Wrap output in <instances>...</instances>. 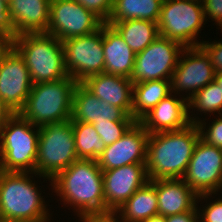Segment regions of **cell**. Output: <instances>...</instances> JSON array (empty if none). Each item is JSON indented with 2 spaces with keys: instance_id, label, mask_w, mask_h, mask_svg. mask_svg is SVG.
I'll return each mask as SVG.
<instances>
[{
  "instance_id": "6da1fadb",
  "label": "cell",
  "mask_w": 222,
  "mask_h": 222,
  "mask_svg": "<svg viewBox=\"0 0 222 222\" xmlns=\"http://www.w3.org/2000/svg\"><path fill=\"white\" fill-rule=\"evenodd\" d=\"M199 139L196 123L177 131L149 134L146 159L149 180L182 179Z\"/></svg>"
},
{
  "instance_id": "7a4b0ae2",
  "label": "cell",
  "mask_w": 222,
  "mask_h": 222,
  "mask_svg": "<svg viewBox=\"0 0 222 222\" xmlns=\"http://www.w3.org/2000/svg\"><path fill=\"white\" fill-rule=\"evenodd\" d=\"M51 183L64 204L76 207L78 217L105 212L103 171L96 160H75L59 172Z\"/></svg>"
},
{
  "instance_id": "3957f363",
  "label": "cell",
  "mask_w": 222,
  "mask_h": 222,
  "mask_svg": "<svg viewBox=\"0 0 222 222\" xmlns=\"http://www.w3.org/2000/svg\"><path fill=\"white\" fill-rule=\"evenodd\" d=\"M28 174L33 173L0 170V222H49L47 205Z\"/></svg>"
},
{
  "instance_id": "277c9868",
  "label": "cell",
  "mask_w": 222,
  "mask_h": 222,
  "mask_svg": "<svg viewBox=\"0 0 222 222\" xmlns=\"http://www.w3.org/2000/svg\"><path fill=\"white\" fill-rule=\"evenodd\" d=\"M13 38V47L23 57L33 84L53 82L68 76L62 41L46 33H24Z\"/></svg>"
},
{
  "instance_id": "5b68a950",
  "label": "cell",
  "mask_w": 222,
  "mask_h": 222,
  "mask_svg": "<svg viewBox=\"0 0 222 222\" xmlns=\"http://www.w3.org/2000/svg\"><path fill=\"white\" fill-rule=\"evenodd\" d=\"M76 82L70 76L33 84L24 107L18 112L35 127L71 119Z\"/></svg>"
},
{
  "instance_id": "8992f818",
  "label": "cell",
  "mask_w": 222,
  "mask_h": 222,
  "mask_svg": "<svg viewBox=\"0 0 222 222\" xmlns=\"http://www.w3.org/2000/svg\"><path fill=\"white\" fill-rule=\"evenodd\" d=\"M34 128V125L19 113H13L6 120L0 128L1 171L36 174L39 127L36 126L37 130Z\"/></svg>"
},
{
  "instance_id": "52a82bcc",
  "label": "cell",
  "mask_w": 222,
  "mask_h": 222,
  "mask_svg": "<svg viewBox=\"0 0 222 222\" xmlns=\"http://www.w3.org/2000/svg\"><path fill=\"white\" fill-rule=\"evenodd\" d=\"M78 160L71 119L39 127L36 175L52 180Z\"/></svg>"
},
{
  "instance_id": "ba28073f",
  "label": "cell",
  "mask_w": 222,
  "mask_h": 222,
  "mask_svg": "<svg viewBox=\"0 0 222 222\" xmlns=\"http://www.w3.org/2000/svg\"><path fill=\"white\" fill-rule=\"evenodd\" d=\"M202 1L163 0L158 21L159 34L185 47L200 46L195 38L204 25Z\"/></svg>"
},
{
  "instance_id": "9c48e42d",
  "label": "cell",
  "mask_w": 222,
  "mask_h": 222,
  "mask_svg": "<svg viewBox=\"0 0 222 222\" xmlns=\"http://www.w3.org/2000/svg\"><path fill=\"white\" fill-rule=\"evenodd\" d=\"M183 49L180 43L158 36L143 51L136 53L129 79L133 84L153 80H171Z\"/></svg>"
},
{
  "instance_id": "30bf717a",
  "label": "cell",
  "mask_w": 222,
  "mask_h": 222,
  "mask_svg": "<svg viewBox=\"0 0 222 222\" xmlns=\"http://www.w3.org/2000/svg\"><path fill=\"white\" fill-rule=\"evenodd\" d=\"M62 45L65 69L76 82L104 73L103 24L92 34L63 40Z\"/></svg>"
},
{
  "instance_id": "8fae6325",
  "label": "cell",
  "mask_w": 222,
  "mask_h": 222,
  "mask_svg": "<svg viewBox=\"0 0 222 222\" xmlns=\"http://www.w3.org/2000/svg\"><path fill=\"white\" fill-rule=\"evenodd\" d=\"M182 179L198 195L197 199L205 200L218 192L222 188V149L199 139Z\"/></svg>"
},
{
  "instance_id": "7c38bea8",
  "label": "cell",
  "mask_w": 222,
  "mask_h": 222,
  "mask_svg": "<svg viewBox=\"0 0 222 222\" xmlns=\"http://www.w3.org/2000/svg\"><path fill=\"white\" fill-rule=\"evenodd\" d=\"M103 23L92 11L74 0H51L46 34L63 41L92 34Z\"/></svg>"
},
{
  "instance_id": "4fadbf2b",
  "label": "cell",
  "mask_w": 222,
  "mask_h": 222,
  "mask_svg": "<svg viewBox=\"0 0 222 222\" xmlns=\"http://www.w3.org/2000/svg\"><path fill=\"white\" fill-rule=\"evenodd\" d=\"M183 52L186 57L182 59L179 56L171 77V92L190 91L186 97L189 100L198 90L214 81L215 71L208 54L201 46L185 47Z\"/></svg>"
},
{
  "instance_id": "5bb4252c",
  "label": "cell",
  "mask_w": 222,
  "mask_h": 222,
  "mask_svg": "<svg viewBox=\"0 0 222 222\" xmlns=\"http://www.w3.org/2000/svg\"><path fill=\"white\" fill-rule=\"evenodd\" d=\"M33 83L23 57L12 47L0 64V97L13 113L25 105Z\"/></svg>"
},
{
  "instance_id": "9a60e30c",
  "label": "cell",
  "mask_w": 222,
  "mask_h": 222,
  "mask_svg": "<svg viewBox=\"0 0 222 222\" xmlns=\"http://www.w3.org/2000/svg\"><path fill=\"white\" fill-rule=\"evenodd\" d=\"M103 171L105 212L116 211L148 181L146 163H135Z\"/></svg>"
},
{
  "instance_id": "2e32d148",
  "label": "cell",
  "mask_w": 222,
  "mask_h": 222,
  "mask_svg": "<svg viewBox=\"0 0 222 222\" xmlns=\"http://www.w3.org/2000/svg\"><path fill=\"white\" fill-rule=\"evenodd\" d=\"M149 133L136 121L116 142L106 146L96 160L102 170L129 164L146 163Z\"/></svg>"
},
{
  "instance_id": "e0dca14e",
  "label": "cell",
  "mask_w": 222,
  "mask_h": 222,
  "mask_svg": "<svg viewBox=\"0 0 222 222\" xmlns=\"http://www.w3.org/2000/svg\"><path fill=\"white\" fill-rule=\"evenodd\" d=\"M172 96L169 94L163 98L138 121L149 134L181 130L199 121L189 115L188 100L185 97L178 99Z\"/></svg>"
},
{
  "instance_id": "ac0fdd59",
  "label": "cell",
  "mask_w": 222,
  "mask_h": 222,
  "mask_svg": "<svg viewBox=\"0 0 222 222\" xmlns=\"http://www.w3.org/2000/svg\"><path fill=\"white\" fill-rule=\"evenodd\" d=\"M103 121H136L121 108L101 101L82 83L73 92L71 122L91 123Z\"/></svg>"
},
{
  "instance_id": "d6986e66",
  "label": "cell",
  "mask_w": 222,
  "mask_h": 222,
  "mask_svg": "<svg viewBox=\"0 0 222 222\" xmlns=\"http://www.w3.org/2000/svg\"><path fill=\"white\" fill-rule=\"evenodd\" d=\"M51 0H12L9 4L10 36L46 33Z\"/></svg>"
},
{
  "instance_id": "ffe728a7",
  "label": "cell",
  "mask_w": 222,
  "mask_h": 222,
  "mask_svg": "<svg viewBox=\"0 0 222 222\" xmlns=\"http://www.w3.org/2000/svg\"><path fill=\"white\" fill-rule=\"evenodd\" d=\"M81 83L101 101L132 116L133 82L129 78L100 73L87 77Z\"/></svg>"
},
{
  "instance_id": "44dd1931",
  "label": "cell",
  "mask_w": 222,
  "mask_h": 222,
  "mask_svg": "<svg viewBox=\"0 0 222 222\" xmlns=\"http://www.w3.org/2000/svg\"><path fill=\"white\" fill-rule=\"evenodd\" d=\"M156 194L158 215L166 217L184 212H199L196 207L198 195L183 179H157Z\"/></svg>"
},
{
  "instance_id": "7402d4cb",
  "label": "cell",
  "mask_w": 222,
  "mask_h": 222,
  "mask_svg": "<svg viewBox=\"0 0 222 222\" xmlns=\"http://www.w3.org/2000/svg\"><path fill=\"white\" fill-rule=\"evenodd\" d=\"M104 73L130 78L136 53L125 43L119 32L103 23Z\"/></svg>"
},
{
  "instance_id": "603a6c76",
  "label": "cell",
  "mask_w": 222,
  "mask_h": 222,
  "mask_svg": "<svg viewBox=\"0 0 222 222\" xmlns=\"http://www.w3.org/2000/svg\"><path fill=\"white\" fill-rule=\"evenodd\" d=\"M115 212L120 213L122 222H142L158 215L156 180H149Z\"/></svg>"
},
{
  "instance_id": "cb8c5ba5",
  "label": "cell",
  "mask_w": 222,
  "mask_h": 222,
  "mask_svg": "<svg viewBox=\"0 0 222 222\" xmlns=\"http://www.w3.org/2000/svg\"><path fill=\"white\" fill-rule=\"evenodd\" d=\"M171 93V80H153L133 84L132 117L139 121Z\"/></svg>"
},
{
  "instance_id": "d4e9b609",
  "label": "cell",
  "mask_w": 222,
  "mask_h": 222,
  "mask_svg": "<svg viewBox=\"0 0 222 222\" xmlns=\"http://www.w3.org/2000/svg\"><path fill=\"white\" fill-rule=\"evenodd\" d=\"M107 24L112 25L119 32L125 43L135 53L143 51L160 36L158 23L148 20L131 19Z\"/></svg>"
},
{
  "instance_id": "484cf974",
  "label": "cell",
  "mask_w": 222,
  "mask_h": 222,
  "mask_svg": "<svg viewBox=\"0 0 222 222\" xmlns=\"http://www.w3.org/2000/svg\"><path fill=\"white\" fill-rule=\"evenodd\" d=\"M163 0H114L112 13L106 23L131 19L158 23Z\"/></svg>"
},
{
  "instance_id": "4316f807",
  "label": "cell",
  "mask_w": 222,
  "mask_h": 222,
  "mask_svg": "<svg viewBox=\"0 0 222 222\" xmlns=\"http://www.w3.org/2000/svg\"><path fill=\"white\" fill-rule=\"evenodd\" d=\"M78 159L97 160L106 146L91 123L72 122Z\"/></svg>"
},
{
  "instance_id": "83f0119b",
  "label": "cell",
  "mask_w": 222,
  "mask_h": 222,
  "mask_svg": "<svg viewBox=\"0 0 222 222\" xmlns=\"http://www.w3.org/2000/svg\"><path fill=\"white\" fill-rule=\"evenodd\" d=\"M193 106V107H192ZM198 108L197 110L206 114L218 112L222 115V90L221 87L212 81L198 90L189 100L188 108Z\"/></svg>"
},
{
  "instance_id": "f1b7e54d",
  "label": "cell",
  "mask_w": 222,
  "mask_h": 222,
  "mask_svg": "<svg viewBox=\"0 0 222 222\" xmlns=\"http://www.w3.org/2000/svg\"><path fill=\"white\" fill-rule=\"evenodd\" d=\"M136 121H103L94 122L96 132L105 146L119 140Z\"/></svg>"
},
{
  "instance_id": "f546056e",
  "label": "cell",
  "mask_w": 222,
  "mask_h": 222,
  "mask_svg": "<svg viewBox=\"0 0 222 222\" xmlns=\"http://www.w3.org/2000/svg\"><path fill=\"white\" fill-rule=\"evenodd\" d=\"M222 116V115H221ZM216 118L205 132L206 123L198 121L196 124L199 128L200 139L206 144L216 146L222 149V117ZM204 125V126H203ZM204 129V130H203Z\"/></svg>"
},
{
  "instance_id": "4dcf8cb0",
  "label": "cell",
  "mask_w": 222,
  "mask_h": 222,
  "mask_svg": "<svg viewBox=\"0 0 222 222\" xmlns=\"http://www.w3.org/2000/svg\"><path fill=\"white\" fill-rule=\"evenodd\" d=\"M84 8L92 11L104 23H106L112 13L114 0H74Z\"/></svg>"
},
{
  "instance_id": "1f68e13d",
  "label": "cell",
  "mask_w": 222,
  "mask_h": 222,
  "mask_svg": "<svg viewBox=\"0 0 222 222\" xmlns=\"http://www.w3.org/2000/svg\"><path fill=\"white\" fill-rule=\"evenodd\" d=\"M200 46L208 54L215 73L222 72V41L219 42H201Z\"/></svg>"
},
{
  "instance_id": "d6a6232c",
  "label": "cell",
  "mask_w": 222,
  "mask_h": 222,
  "mask_svg": "<svg viewBox=\"0 0 222 222\" xmlns=\"http://www.w3.org/2000/svg\"><path fill=\"white\" fill-rule=\"evenodd\" d=\"M201 211L202 213L198 215V218H200L199 222H222V199L215 200V202L209 205L207 204V207Z\"/></svg>"
},
{
  "instance_id": "836d02e7",
  "label": "cell",
  "mask_w": 222,
  "mask_h": 222,
  "mask_svg": "<svg viewBox=\"0 0 222 222\" xmlns=\"http://www.w3.org/2000/svg\"><path fill=\"white\" fill-rule=\"evenodd\" d=\"M204 17L211 18V20L216 21L222 28V0H202ZM208 15V16H207Z\"/></svg>"
},
{
  "instance_id": "e575fe53",
  "label": "cell",
  "mask_w": 222,
  "mask_h": 222,
  "mask_svg": "<svg viewBox=\"0 0 222 222\" xmlns=\"http://www.w3.org/2000/svg\"><path fill=\"white\" fill-rule=\"evenodd\" d=\"M117 214L119 213L115 211H108L104 213H89L80 216V219L83 222H122L115 218Z\"/></svg>"
},
{
  "instance_id": "d590c367",
  "label": "cell",
  "mask_w": 222,
  "mask_h": 222,
  "mask_svg": "<svg viewBox=\"0 0 222 222\" xmlns=\"http://www.w3.org/2000/svg\"><path fill=\"white\" fill-rule=\"evenodd\" d=\"M0 30L10 35L9 5L3 0H0Z\"/></svg>"
},
{
  "instance_id": "8d00e7d4",
  "label": "cell",
  "mask_w": 222,
  "mask_h": 222,
  "mask_svg": "<svg viewBox=\"0 0 222 222\" xmlns=\"http://www.w3.org/2000/svg\"><path fill=\"white\" fill-rule=\"evenodd\" d=\"M199 212H184L176 215L166 216V222H199Z\"/></svg>"
},
{
  "instance_id": "74e56055",
  "label": "cell",
  "mask_w": 222,
  "mask_h": 222,
  "mask_svg": "<svg viewBox=\"0 0 222 222\" xmlns=\"http://www.w3.org/2000/svg\"><path fill=\"white\" fill-rule=\"evenodd\" d=\"M12 47H13V38L10 35L4 34L0 38V64L5 55L9 52V50Z\"/></svg>"
},
{
  "instance_id": "f35d334b",
  "label": "cell",
  "mask_w": 222,
  "mask_h": 222,
  "mask_svg": "<svg viewBox=\"0 0 222 222\" xmlns=\"http://www.w3.org/2000/svg\"><path fill=\"white\" fill-rule=\"evenodd\" d=\"M13 114L8 106L3 102L0 97V128L5 124L6 120Z\"/></svg>"
},
{
  "instance_id": "ab89813d",
  "label": "cell",
  "mask_w": 222,
  "mask_h": 222,
  "mask_svg": "<svg viewBox=\"0 0 222 222\" xmlns=\"http://www.w3.org/2000/svg\"><path fill=\"white\" fill-rule=\"evenodd\" d=\"M142 222H166V219L162 215H155Z\"/></svg>"
},
{
  "instance_id": "60d3db41",
  "label": "cell",
  "mask_w": 222,
  "mask_h": 222,
  "mask_svg": "<svg viewBox=\"0 0 222 222\" xmlns=\"http://www.w3.org/2000/svg\"><path fill=\"white\" fill-rule=\"evenodd\" d=\"M214 81L221 87L222 90V72L215 73V79Z\"/></svg>"
},
{
  "instance_id": "b9f144b4",
  "label": "cell",
  "mask_w": 222,
  "mask_h": 222,
  "mask_svg": "<svg viewBox=\"0 0 222 222\" xmlns=\"http://www.w3.org/2000/svg\"><path fill=\"white\" fill-rule=\"evenodd\" d=\"M3 1H5L9 5L12 0H3Z\"/></svg>"
},
{
  "instance_id": "7bdbcfd3",
  "label": "cell",
  "mask_w": 222,
  "mask_h": 222,
  "mask_svg": "<svg viewBox=\"0 0 222 222\" xmlns=\"http://www.w3.org/2000/svg\"><path fill=\"white\" fill-rule=\"evenodd\" d=\"M4 35V33L0 30V38Z\"/></svg>"
}]
</instances>
